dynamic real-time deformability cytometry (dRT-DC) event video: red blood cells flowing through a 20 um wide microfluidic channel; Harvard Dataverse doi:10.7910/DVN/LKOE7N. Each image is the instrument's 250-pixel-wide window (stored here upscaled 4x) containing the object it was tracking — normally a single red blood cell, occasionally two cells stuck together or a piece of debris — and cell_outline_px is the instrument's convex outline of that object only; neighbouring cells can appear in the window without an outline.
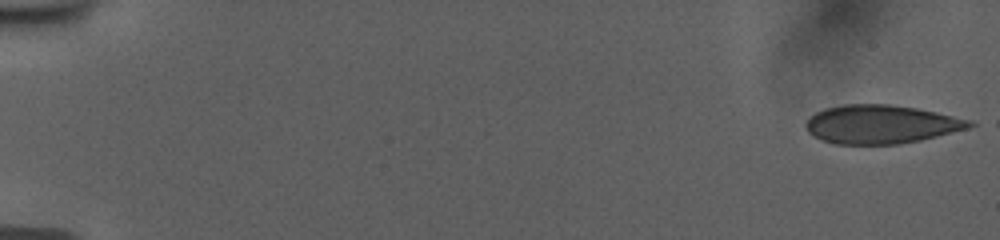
{"species": "human", "species_latin": "Homo sapiens", "temperature_condition": "room temperature", "stored_images_in_passage": 15, "camera_frame_rate_fps": 3000, "um_per_image_px": 0.085, "donor": {"sex": "female"}, "frame": {"image": 1, "passage_image": 1, "time_ms": 0.0, "image_size_px": [1000, 240], "cell_outline_px": [[976, 124], [968, 128], [920, 140], [896, 144], [836, 144], [820, 140], [808, 132], [804, 124], [808, 116], [824, 108], [844, 104], [888, 104], [916, 108], [936, 112], [972, 120]], "centroid_in_image_um": [74.84, 10.56], "position_along_channel_um": 10.2, "area_um2": 36.88}}